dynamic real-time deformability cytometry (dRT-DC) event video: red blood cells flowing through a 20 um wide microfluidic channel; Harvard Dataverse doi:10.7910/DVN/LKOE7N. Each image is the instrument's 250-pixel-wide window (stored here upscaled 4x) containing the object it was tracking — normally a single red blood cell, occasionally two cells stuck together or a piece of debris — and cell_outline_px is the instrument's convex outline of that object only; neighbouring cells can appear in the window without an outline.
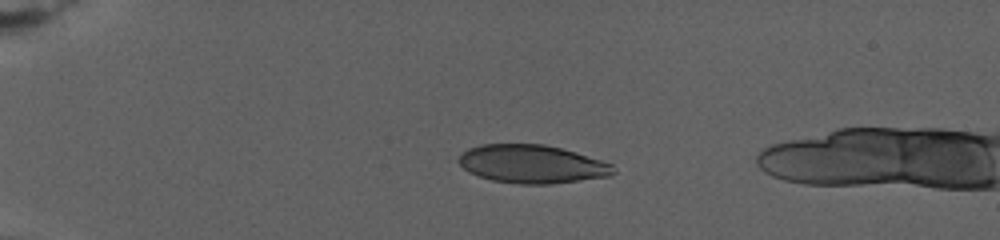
{"species": "human", "species_latin": "Homo sapiens", "temperature_condition": "warm", "stored_images_in_passage": 101, "camera_frame_rate_fps": 3000, "um_per_image_px": 0.085, "donor": {"sex": "female"}, "frame": {"image": 1, "passage_image": 1, "time_ms": 0.0, "image_size_px": [1000, 240], "cell_outline_px": [[616, 172], [612, 176], [548, 184], [520, 184], [492, 180], [476, 176], [468, 172], [448, 160], [468, 148], [480, 144], [544, 144], [576, 152], [612, 164], [616, 168]], "centroid_in_image_um": [45.09, 13.94], "position_along_channel_um": 39.9, "area_um2": 35.32}}
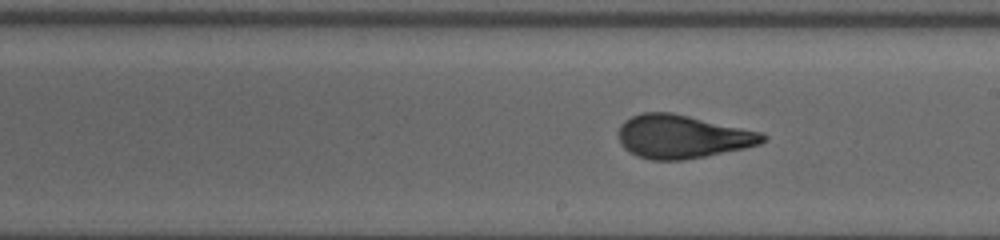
{"frame": {"image": 2, "passage_image": 57, "time_ms": 9.667, "image_size_px": [1000, 240], "cell_outline_px": [[768, 136], [760, 144], [744, 148], [704, 156], [680, 160], [652, 160], [636, 156], [628, 152], [620, 144], [620, 124], [624, 120], [632, 116], [644, 112], [672, 112], [764, 132]], "centroid_in_image_um": [58.0, 11.6], "position_along_channel_um": 231.0, "area_um2": 36.53}}
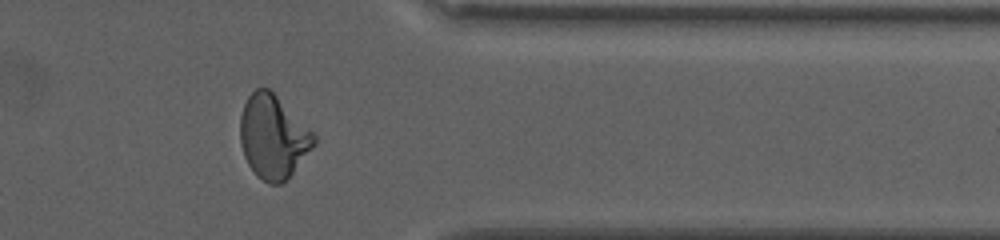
{"frame": {"image": 3, "passage_image": 98, "time_ms": 16.0, "image_size_px": [1000, 240], "cell_outline_px": [[316, 144], [292, 172], [280, 184], [268, 184], [256, 176], [248, 164], [244, 156], [240, 144], [240, 116], [244, 104], [248, 96], [256, 88], [268, 88], [316, 136]], "centroid_in_image_um": [23.17, 11.65], "position_along_channel_um": 388.2, "area_um2": 35.32}, "authors_computed_cell_mechanics": {"area_um2": 36.0672, "velocity_mm_per_s": 2.5935, "shape_relaxation_time_tau1_ms": 9.3727, "shape_relaxation_time_tau2_ms": 1.1316, "deformation_change_tau1": 0.2478, "deformation_change_tau2": 0.0815}}